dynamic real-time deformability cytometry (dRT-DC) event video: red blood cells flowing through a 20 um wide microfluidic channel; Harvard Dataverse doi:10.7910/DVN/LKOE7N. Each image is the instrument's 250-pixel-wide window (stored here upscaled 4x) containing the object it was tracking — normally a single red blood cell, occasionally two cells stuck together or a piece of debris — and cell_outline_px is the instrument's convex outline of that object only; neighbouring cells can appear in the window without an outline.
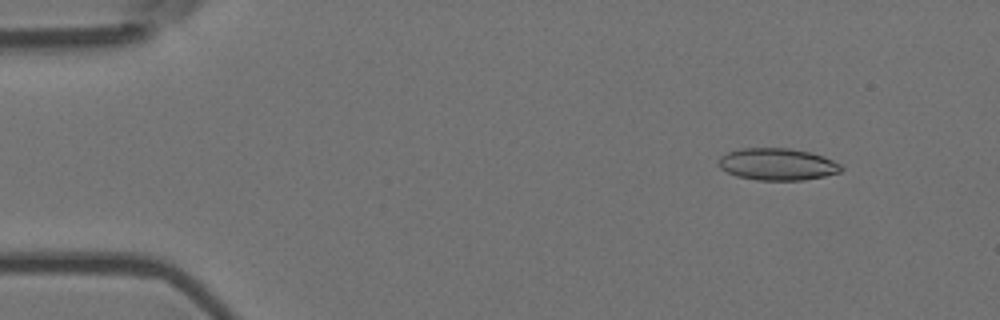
{"species": "Egyptian fruit bat (a non-hibernating species)", "species_latin": "Rousettus aegyptiacus", "temperature_condition": "room temperature", "stored_images_in_passage": 5, "camera_frame_rate_fps": 3000, "um_per_image_px": 0.085, "animal": {"sex": "female"}, "frame": {"image": 1, "passage_image": 2, "time_ms": 0.333, "image_size_px": [1000, 320], "cell_outline_px": [[844, 168], [840, 172], [824, 176], [804, 180], [756, 180], [736, 176], [720, 168], [716, 160], [720, 156], [728, 152], [740, 148], [788, 148], [808, 152], [824, 156], [840, 164]], "centroid_in_image_um": [66.05, 13.96], "position_along_channel_um": 19.0, "area_um2": 22.95}}
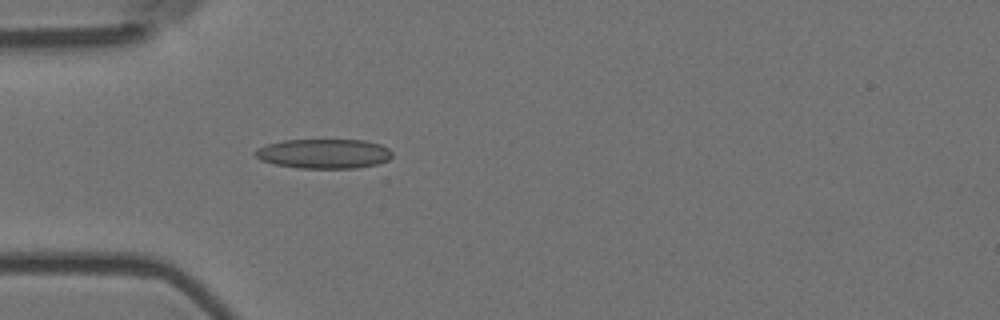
{"frame": {"image": 2, "passage_image": 5, "time_ms": 1.333, "image_size_px": [1000, 320], "cell_outline_px": [[392, 156], [388, 160], [376, 164], [356, 168], [300, 168], [276, 164], [260, 160], [252, 152], [256, 148], [268, 144], [284, 140], [364, 140], [380, 144], [388, 148], [392, 152]], "centroid_in_image_um": [27.52, 13.06], "position_along_channel_um": 57.5, "area_um2": 23.58}}